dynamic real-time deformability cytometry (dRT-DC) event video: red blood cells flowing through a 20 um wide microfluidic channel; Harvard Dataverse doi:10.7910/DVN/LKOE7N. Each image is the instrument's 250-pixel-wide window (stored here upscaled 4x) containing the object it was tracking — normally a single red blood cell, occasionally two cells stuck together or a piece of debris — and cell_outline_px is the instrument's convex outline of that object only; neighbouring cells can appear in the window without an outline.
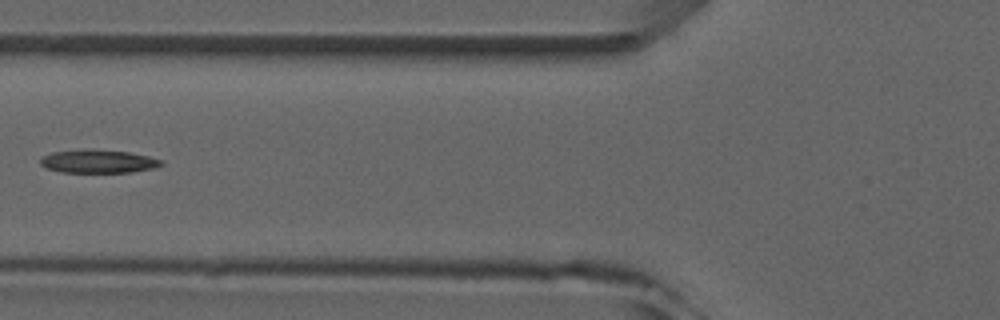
{"species": "common noctule bat (a hibernating species)", "species_latin": "Nyctalus noctula", "temperature_condition": "room temperature", "stored_images_in_passage": 6, "camera_frame_rate_fps": 3000, "um_per_image_px": 0.085, "animal": {"sex": "male", "forearm_length_mm": 52.5}, "frame": {"image": 1, "passage_image": 5, "time_ms": 4.667, "image_size_px": [1000, 320], "cell_outline_px": [[164, 164], [156, 168], [132, 172], [60, 172], [48, 168], [40, 164], [40, 160], [44, 156], [52, 152], [88, 148], [92, 148], [128, 152], [148, 156], [164, 160]], "centroid_in_image_um": [8.39, 13.7], "position_along_channel_um": 117.4, "area_um2": 16.59}}
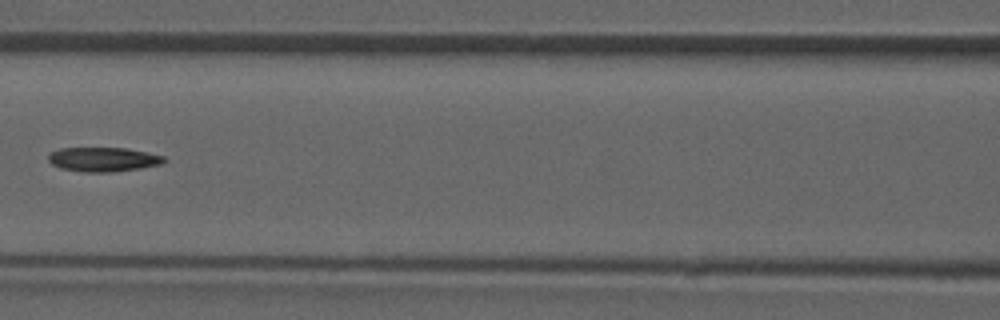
{"frame": {"image": 2, "passage_image": 6, "time_ms": 5.667, "image_size_px": [1000, 320], "cell_outline_px": [[168, 160], [160, 164], [140, 168], [112, 172], [84, 172], [60, 168], [52, 164], [48, 160], [48, 156], [52, 152], [60, 148], [124, 148], [148, 152], [164, 156]], "centroid_in_image_um": [8.79, 13.55], "position_along_channel_um": 157.8, "area_um2": 16.36}}